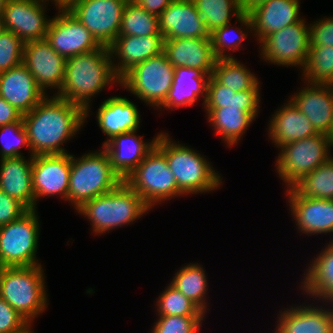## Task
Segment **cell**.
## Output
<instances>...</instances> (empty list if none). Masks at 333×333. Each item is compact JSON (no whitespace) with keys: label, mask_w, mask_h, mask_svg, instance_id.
<instances>
[{"label":"cell","mask_w":333,"mask_h":333,"mask_svg":"<svg viewBox=\"0 0 333 333\" xmlns=\"http://www.w3.org/2000/svg\"><path fill=\"white\" fill-rule=\"evenodd\" d=\"M159 315L204 316V312L189 298L169 285L158 299Z\"/></svg>","instance_id":"39"},{"label":"cell","mask_w":333,"mask_h":333,"mask_svg":"<svg viewBox=\"0 0 333 333\" xmlns=\"http://www.w3.org/2000/svg\"><path fill=\"white\" fill-rule=\"evenodd\" d=\"M109 48L112 56L114 54L121 58L118 66L113 65L116 75L121 79L135 65L161 54L164 49V37L117 36Z\"/></svg>","instance_id":"24"},{"label":"cell","mask_w":333,"mask_h":333,"mask_svg":"<svg viewBox=\"0 0 333 333\" xmlns=\"http://www.w3.org/2000/svg\"><path fill=\"white\" fill-rule=\"evenodd\" d=\"M5 24L3 23V18H0V35L5 31Z\"/></svg>","instance_id":"52"},{"label":"cell","mask_w":333,"mask_h":333,"mask_svg":"<svg viewBox=\"0 0 333 333\" xmlns=\"http://www.w3.org/2000/svg\"><path fill=\"white\" fill-rule=\"evenodd\" d=\"M267 0H239L241 10L243 13H248L250 10L255 8L257 5L266 2Z\"/></svg>","instance_id":"49"},{"label":"cell","mask_w":333,"mask_h":333,"mask_svg":"<svg viewBox=\"0 0 333 333\" xmlns=\"http://www.w3.org/2000/svg\"><path fill=\"white\" fill-rule=\"evenodd\" d=\"M187 298L192 300L205 313L207 280L204 269L198 264L181 268L170 283Z\"/></svg>","instance_id":"35"},{"label":"cell","mask_w":333,"mask_h":333,"mask_svg":"<svg viewBox=\"0 0 333 333\" xmlns=\"http://www.w3.org/2000/svg\"><path fill=\"white\" fill-rule=\"evenodd\" d=\"M302 286L308 294L333 301V242L314 260Z\"/></svg>","instance_id":"31"},{"label":"cell","mask_w":333,"mask_h":333,"mask_svg":"<svg viewBox=\"0 0 333 333\" xmlns=\"http://www.w3.org/2000/svg\"><path fill=\"white\" fill-rule=\"evenodd\" d=\"M303 73L310 85H333V46H310Z\"/></svg>","instance_id":"38"},{"label":"cell","mask_w":333,"mask_h":333,"mask_svg":"<svg viewBox=\"0 0 333 333\" xmlns=\"http://www.w3.org/2000/svg\"><path fill=\"white\" fill-rule=\"evenodd\" d=\"M174 69L162 52L135 65L120 79V84L144 102L160 107L172 86Z\"/></svg>","instance_id":"10"},{"label":"cell","mask_w":333,"mask_h":333,"mask_svg":"<svg viewBox=\"0 0 333 333\" xmlns=\"http://www.w3.org/2000/svg\"><path fill=\"white\" fill-rule=\"evenodd\" d=\"M136 105L127 98L110 97L98 109L97 121L102 131L109 137L136 131L140 118Z\"/></svg>","instance_id":"26"},{"label":"cell","mask_w":333,"mask_h":333,"mask_svg":"<svg viewBox=\"0 0 333 333\" xmlns=\"http://www.w3.org/2000/svg\"><path fill=\"white\" fill-rule=\"evenodd\" d=\"M162 35L159 32L158 16L148 13L135 2H127L118 36Z\"/></svg>","instance_id":"36"},{"label":"cell","mask_w":333,"mask_h":333,"mask_svg":"<svg viewBox=\"0 0 333 333\" xmlns=\"http://www.w3.org/2000/svg\"><path fill=\"white\" fill-rule=\"evenodd\" d=\"M209 121L230 145L237 143L254 118L240 107L206 108Z\"/></svg>","instance_id":"32"},{"label":"cell","mask_w":333,"mask_h":333,"mask_svg":"<svg viewBox=\"0 0 333 333\" xmlns=\"http://www.w3.org/2000/svg\"><path fill=\"white\" fill-rule=\"evenodd\" d=\"M46 1L7 0L2 17L5 29L16 34L24 43L45 39L51 22L44 16L42 3Z\"/></svg>","instance_id":"15"},{"label":"cell","mask_w":333,"mask_h":333,"mask_svg":"<svg viewBox=\"0 0 333 333\" xmlns=\"http://www.w3.org/2000/svg\"><path fill=\"white\" fill-rule=\"evenodd\" d=\"M23 46L24 42L10 31L0 35V73L23 63Z\"/></svg>","instance_id":"40"},{"label":"cell","mask_w":333,"mask_h":333,"mask_svg":"<svg viewBox=\"0 0 333 333\" xmlns=\"http://www.w3.org/2000/svg\"><path fill=\"white\" fill-rule=\"evenodd\" d=\"M136 131L122 133L103 143L108 153L112 169L124 181L155 147L157 137L152 142H143L135 136Z\"/></svg>","instance_id":"23"},{"label":"cell","mask_w":333,"mask_h":333,"mask_svg":"<svg viewBox=\"0 0 333 333\" xmlns=\"http://www.w3.org/2000/svg\"><path fill=\"white\" fill-rule=\"evenodd\" d=\"M71 155H34L32 163V183L35 206L38 197L60 194L68 200Z\"/></svg>","instance_id":"16"},{"label":"cell","mask_w":333,"mask_h":333,"mask_svg":"<svg viewBox=\"0 0 333 333\" xmlns=\"http://www.w3.org/2000/svg\"><path fill=\"white\" fill-rule=\"evenodd\" d=\"M333 310L299 306L283 311L275 333H333Z\"/></svg>","instance_id":"27"},{"label":"cell","mask_w":333,"mask_h":333,"mask_svg":"<svg viewBox=\"0 0 333 333\" xmlns=\"http://www.w3.org/2000/svg\"><path fill=\"white\" fill-rule=\"evenodd\" d=\"M174 0H134L138 6H141L148 13L159 16Z\"/></svg>","instance_id":"48"},{"label":"cell","mask_w":333,"mask_h":333,"mask_svg":"<svg viewBox=\"0 0 333 333\" xmlns=\"http://www.w3.org/2000/svg\"><path fill=\"white\" fill-rule=\"evenodd\" d=\"M316 22L309 27L310 46H333V17Z\"/></svg>","instance_id":"46"},{"label":"cell","mask_w":333,"mask_h":333,"mask_svg":"<svg viewBox=\"0 0 333 333\" xmlns=\"http://www.w3.org/2000/svg\"><path fill=\"white\" fill-rule=\"evenodd\" d=\"M39 222L36 209L0 227V264L2 267H30L36 263Z\"/></svg>","instance_id":"9"},{"label":"cell","mask_w":333,"mask_h":333,"mask_svg":"<svg viewBox=\"0 0 333 333\" xmlns=\"http://www.w3.org/2000/svg\"><path fill=\"white\" fill-rule=\"evenodd\" d=\"M29 323L0 297V333L21 332Z\"/></svg>","instance_id":"44"},{"label":"cell","mask_w":333,"mask_h":333,"mask_svg":"<svg viewBox=\"0 0 333 333\" xmlns=\"http://www.w3.org/2000/svg\"><path fill=\"white\" fill-rule=\"evenodd\" d=\"M211 76L234 92L251 90L259 84L255 75L235 58L216 60Z\"/></svg>","instance_id":"33"},{"label":"cell","mask_w":333,"mask_h":333,"mask_svg":"<svg viewBox=\"0 0 333 333\" xmlns=\"http://www.w3.org/2000/svg\"><path fill=\"white\" fill-rule=\"evenodd\" d=\"M0 161V189L21 202L28 210L36 209L32 183L33 155L29 160L20 156Z\"/></svg>","instance_id":"25"},{"label":"cell","mask_w":333,"mask_h":333,"mask_svg":"<svg viewBox=\"0 0 333 333\" xmlns=\"http://www.w3.org/2000/svg\"><path fill=\"white\" fill-rule=\"evenodd\" d=\"M229 25L230 24H226L221 28L216 29L209 36L211 40L212 51L216 60L233 59V56H228L224 54V49H229L233 47L232 49L236 50L239 47L240 43H242V40H244L246 37L245 33H243L240 29L239 31H236L240 36L234 35L232 36L233 39H230L231 36L229 37Z\"/></svg>","instance_id":"43"},{"label":"cell","mask_w":333,"mask_h":333,"mask_svg":"<svg viewBox=\"0 0 333 333\" xmlns=\"http://www.w3.org/2000/svg\"><path fill=\"white\" fill-rule=\"evenodd\" d=\"M28 209L0 189V227L20 218Z\"/></svg>","instance_id":"45"},{"label":"cell","mask_w":333,"mask_h":333,"mask_svg":"<svg viewBox=\"0 0 333 333\" xmlns=\"http://www.w3.org/2000/svg\"><path fill=\"white\" fill-rule=\"evenodd\" d=\"M203 317L160 315L152 333H198Z\"/></svg>","instance_id":"41"},{"label":"cell","mask_w":333,"mask_h":333,"mask_svg":"<svg viewBox=\"0 0 333 333\" xmlns=\"http://www.w3.org/2000/svg\"><path fill=\"white\" fill-rule=\"evenodd\" d=\"M42 272L41 265L0 270V297L29 324L47 305Z\"/></svg>","instance_id":"6"},{"label":"cell","mask_w":333,"mask_h":333,"mask_svg":"<svg viewBox=\"0 0 333 333\" xmlns=\"http://www.w3.org/2000/svg\"><path fill=\"white\" fill-rule=\"evenodd\" d=\"M203 18L209 34L226 24H230L231 11L239 18L243 11L239 0H192Z\"/></svg>","instance_id":"37"},{"label":"cell","mask_w":333,"mask_h":333,"mask_svg":"<svg viewBox=\"0 0 333 333\" xmlns=\"http://www.w3.org/2000/svg\"><path fill=\"white\" fill-rule=\"evenodd\" d=\"M58 9V13H61L51 19L45 39L59 55L68 58L101 47L89 30L67 8Z\"/></svg>","instance_id":"13"},{"label":"cell","mask_w":333,"mask_h":333,"mask_svg":"<svg viewBox=\"0 0 333 333\" xmlns=\"http://www.w3.org/2000/svg\"><path fill=\"white\" fill-rule=\"evenodd\" d=\"M263 57L277 65L305 68L310 49V28L301 19L265 36L261 42Z\"/></svg>","instance_id":"12"},{"label":"cell","mask_w":333,"mask_h":333,"mask_svg":"<svg viewBox=\"0 0 333 333\" xmlns=\"http://www.w3.org/2000/svg\"><path fill=\"white\" fill-rule=\"evenodd\" d=\"M259 98L258 84L251 90L234 92L210 76L203 104L205 108L240 107V110L248 112L255 119L259 110Z\"/></svg>","instance_id":"30"},{"label":"cell","mask_w":333,"mask_h":333,"mask_svg":"<svg viewBox=\"0 0 333 333\" xmlns=\"http://www.w3.org/2000/svg\"><path fill=\"white\" fill-rule=\"evenodd\" d=\"M155 146L165 155L182 194L211 191L222 183L203 156L187 146L173 143L167 134L157 135Z\"/></svg>","instance_id":"4"},{"label":"cell","mask_w":333,"mask_h":333,"mask_svg":"<svg viewBox=\"0 0 333 333\" xmlns=\"http://www.w3.org/2000/svg\"><path fill=\"white\" fill-rule=\"evenodd\" d=\"M291 99L318 133L332 137L333 85L311 84Z\"/></svg>","instance_id":"22"},{"label":"cell","mask_w":333,"mask_h":333,"mask_svg":"<svg viewBox=\"0 0 333 333\" xmlns=\"http://www.w3.org/2000/svg\"><path fill=\"white\" fill-rule=\"evenodd\" d=\"M66 58L59 55L46 39L29 41L23 46V64L29 70L38 87L57 88L64 81Z\"/></svg>","instance_id":"14"},{"label":"cell","mask_w":333,"mask_h":333,"mask_svg":"<svg viewBox=\"0 0 333 333\" xmlns=\"http://www.w3.org/2000/svg\"><path fill=\"white\" fill-rule=\"evenodd\" d=\"M158 23L164 39L210 36L192 0H174L158 16Z\"/></svg>","instance_id":"18"},{"label":"cell","mask_w":333,"mask_h":333,"mask_svg":"<svg viewBox=\"0 0 333 333\" xmlns=\"http://www.w3.org/2000/svg\"><path fill=\"white\" fill-rule=\"evenodd\" d=\"M73 1L74 0H54L55 5H57L58 8H66Z\"/></svg>","instance_id":"50"},{"label":"cell","mask_w":333,"mask_h":333,"mask_svg":"<svg viewBox=\"0 0 333 333\" xmlns=\"http://www.w3.org/2000/svg\"><path fill=\"white\" fill-rule=\"evenodd\" d=\"M124 181L149 207L155 202L183 195L165 155L156 146Z\"/></svg>","instance_id":"8"},{"label":"cell","mask_w":333,"mask_h":333,"mask_svg":"<svg viewBox=\"0 0 333 333\" xmlns=\"http://www.w3.org/2000/svg\"><path fill=\"white\" fill-rule=\"evenodd\" d=\"M292 188L301 196L333 200L332 157L308 175H305Z\"/></svg>","instance_id":"34"},{"label":"cell","mask_w":333,"mask_h":333,"mask_svg":"<svg viewBox=\"0 0 333 333\" xmlns=\"http://www.w3.org/2000/svg\"><path fill=\"white\" fill-rule=\"evenodd\" d=\"M85 118L82 107L55 95L45 97L22 117L31 155L66 154L60 145L76 135Z\"/></svg>","instance_id":"1"},{"label":"cell","mask_w":333,"mask_h":333,"mask_svg":"<svg viewBox=\"0 0 333 333\" xmlns=\"http://www.w3.org/2000/svg\"><path fill=\"white\" fill-rule=\"evenodd\" d=\"M30 324L28 326H26L21 332H18V333H32V331H30Z\"/></svg>","instance_id":"53"},{"label":"cell","mask_w":333,"mask_h":333,"mask_svg":"<svg viewBox=\"0 0 333 333\" xmlns=\"http://www.w3.org/2000/svg\"><path fill=\"white\" fill-rule=\"evenodd\" d=\"M273 116L270 121L269 133L272 141L279 148L290 142L318 134L306 115L291 101L276 111Z\"/></svg>","instance_id":"28"},{"label":"cell","mask_w":333,"mask_h":333,"mask_svg":"<svg viewBox=\"0 0 333 333\" xmlns=\"http://www.w3.org/2000/svg\"><path fill=\"white\" fill-rule=\"evenodd\" d=\"M126 0H74L66 8L101 46L110 47L119 35Z\"/></svg>","instance_id":"11"},{"label":"cell","mask_w":333,"mask_h":333,"mask_svg":"<svg viewBox=\"0 0 333 333\" xmlns=\"http://www.w3.org/2000/svg\"><path fill=\"white\" fill-rule=\"evenodd\" d=\"M330 146H333V138L323 133L281 146L277 159L279 176L292 188L305 175L331 158L328 152Z\"/></svg>","instance_id":"7"},{"label":"cell","mask_w":333,"mask_h":333,"mask_svg":"<svg viewBox=\"0 0 333 333\" xmlns=\"http://www.w3.org/2000/svg\"><path fill=\"white\" fill-rule=\"evenodd\" d=\"M111 58L105 46L66 58L64 81L55 96L82 107L87 117L90 98L114 80L120 83Z\"/></svg>","instance_id":"2"},{"label":"cell","mask_w":333,"mask_h":333,"mask_svg":"<svg viewBox=\"0 0 333 333\" xmlns=\"http://www.w3.org/2000/svg\"><path fill=\"white\" fill-rule=\"evenodd\" d=\"M22 117L15 107L0 97V126L22 121Z\"/></svg>","instance_id":"47"},{"label":"cell","mask_w":333,"mask_h":333,"mask_svg":"<svg viewBox=\"0 0 333 333\" xmlns=\"http://www.w3.org/2000/svg\"><path fill=\"white\" fill-rule=\"evenodd\" d=\"M148 209L150 207L140 195L125 181H122L109 193L85 202L77 211L90 219L95 234H101L118 226L132 223Z\"/></svg>","instance_id":"3"},{"label":"cell","mask_w":333,"mask_h":333,"mask_svg":"<svg viewBox=\"0 0 333 333\" xmlns=\"http://www.w3.org/2000/svg\"><path fill=\"white\" fill-rule=\"evenodd\" d=\"M299 7V0H267L243 13L238 21L254 30L261 41L272 32L299 22Z\"/></svg>","instance_id":"17"},{"label":"cell","mask_w":333,"mask_h":333,"mask_svg":"<svg viewBox=\"0 0 333 333\" xmlns=\"http://www.w3.org/2000/svg\"><path fill=\"white\" fill-rule=\"evenodd\" d=\"M0 97L22 115L30 112L45 97L23 63L0 73Z\"/></svg>","instance_id":"19"},{"label":"cell","mask_w":333,"mask_h":333,"mask_svg":"<svg viewBox=\"0 0 333 333\" xmlns=\"http://www.w3.org/2000/svg\"><path fill=\"white\" fill-rule=\"evenodd\" d=\"M163 52L176 67H190L212 74L215 57L210 37L164 39Z\"/></svg>","instance_id":"21"},{"label":"cell","mask_w":333,"mask_h":333,"mask_svg":"<svg viewBox=\"0 0 333 333\" xmlns=\"http://www.w3.org/2000/svg\"><path fill=\"white\" fill-rule=\"evenodd\" d=\"M0 130H2L1 134L4 136L7 132H12L13 136H15V141L10 139L7 136H2L4 140H2V150H1V159L4 158H16L20 157L22 154L19 152L20 147L26 145L30 149L27 132L24 128L23 121H18L15 123H10L6 125L0 126ZM8 133V134H10ZM15 134V135H14Z\"/></svg>","instance_id":"42"},{"label":"cell","mask_w":333,"mask_h":333,"mask_svg":"<svg viewBox=\"0 0 333 333\" xmlns=\"http://www.w3.org/2000/svg\"><path fill=\"white\" fill-rule=\"evenodd\" d=\"M289 203L298 228L305 234L333 232V200L299 195L289 188Z\"/></svg>","instance_id":"20"},{"label":"cell","mask_w":333,"mask_h":333,"mask_svg":"<svg viewBox=\"0 0 333 333\" xmlns=\"http://www.w3.org/2000/svg\"><path fill=\"white\" fill-rule=\"evenodd\" d=\"M7 0H0V18L3 17V12L5 10V4Z\"/></svg>","instance_id":"51"},{"label":"cell","mask_w":333,"mask_h":333,"mask_svg":"<svg viewBox=\"0 0 333 333\" xmlns=\"http://www.w3.org/2000/svg\"><path fill=\"white\" fill-rule=\"evenodd\" d=\"M123 180L112 169L108 153H88L78 160L71 155L68 200L76 210L85 202L115 189Z\"/></svg>","instance_id":"5"},{"label":"cell","mask_w":333,"mask_h":333,"mask_svg":"<svg viewBox=\"0 0 333 333\" xmlns=\"http://www.w3.org/2000/svg\"><path fill=\"white\" fill-rule=\"evenodd\" d=\"M211 74H204L201 70L190 67H176L173 83L165 102L161 105L168 108L192 106L199 95L205 92L206 101L208 81Z\"/></svg>","instance_id":"29"}]
</instances>
